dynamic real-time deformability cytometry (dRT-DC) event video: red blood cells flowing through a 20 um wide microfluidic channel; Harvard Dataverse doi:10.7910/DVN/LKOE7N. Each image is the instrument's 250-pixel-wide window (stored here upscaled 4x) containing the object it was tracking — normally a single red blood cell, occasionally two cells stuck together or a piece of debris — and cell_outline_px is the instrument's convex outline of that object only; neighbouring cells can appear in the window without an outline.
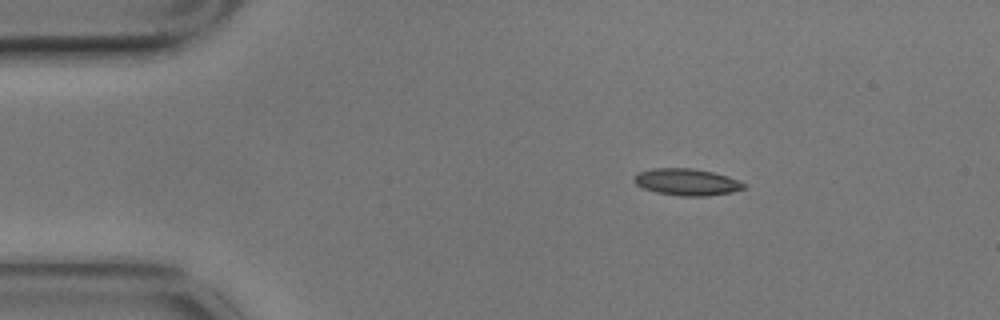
{"species": "common noctule bat (a hibernating species)", "species_latin": "Nyctalus noctula", "temperature_condition": "cold", "stored_images_in_passage": 4, "camera_frame_rate_fps": 3000, "um_per_image_px": 0.085, "animal": {"sex": "male", "body_mass_g": 17.9}, "frame": {"image": 1, "passage_image": 3, "time_ms": 0.667, "image_size_px": [1000, 320], "cell_outline_px": [[744, 188], [732, 192], [708, 196], [680, 196], [656, 192], [644, 188], [636, 184], [632, 180], [640, 172], [656, 168], [688, 168], [712, 172], [728, 176], [740, 180], [744, 184]], "centroid_in_image_um": [58.4, 15.48], "position_along_channel_um": 26.6, "area_um2": 16.94}}